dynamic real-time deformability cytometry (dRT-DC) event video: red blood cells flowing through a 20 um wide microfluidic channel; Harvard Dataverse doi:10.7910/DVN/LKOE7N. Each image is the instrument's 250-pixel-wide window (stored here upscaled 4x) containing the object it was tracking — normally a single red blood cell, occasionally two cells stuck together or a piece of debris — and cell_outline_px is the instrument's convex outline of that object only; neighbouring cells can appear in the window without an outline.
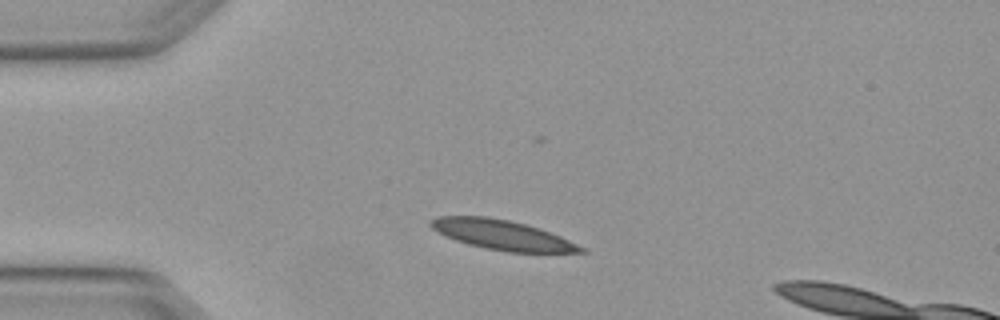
{"species": "Egyptian fruit bat (a non-hibernating species)", "species_latin": "Rousettus aegyptiacus", "temperature_condition": "warm", "stored_images_in_passage": 7, "camera_frame_rate_fps": 3000, "um_per_image_px": 0.085, "animal": {"sex": "female"}, "frame": {"image": 1, "passage_image": 2, "time_ms": 0.333, "image_size_px": [1000, 320], "cell_outline_px": [[588, 252], [508, 252], [484, 248], [468, 244], [456, 240], [432, 228], [428, 224], [428, 220], [436, 216], [484, 216], [508, 220], [524, 224], [560, 236], [584, 248]], "centroid_in_image_um": [42.63, 19.96], "position_along_channel_um": 42.4, "area_um2": 25.55}}
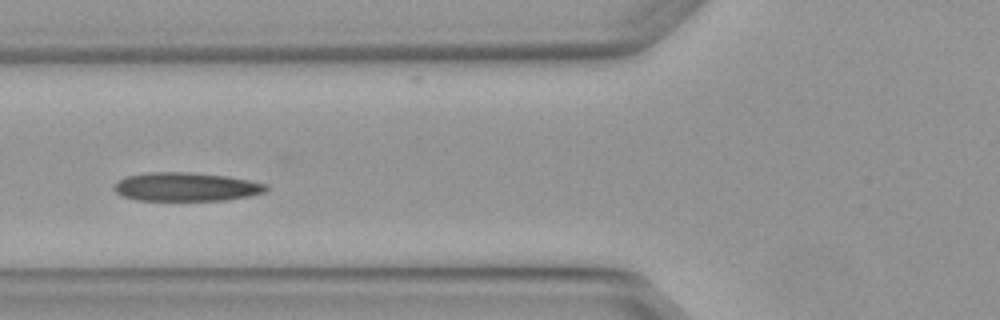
{"frame": {"image": 2, "passage_image": 4, "time_ms": 1.0, "image_size_px": [1000, 320], "cell_outline_px": [[268, 188], [264, 192], [248, 196], [228, 200], [136, 200], [124, 196], [116, 192], [112, 188], [120, 180], [128, 176], [148, 172], [192, 172], [228, 176], [268, 184]], "centroid_in_image_um": [15.85, 15.88], "position_along_channel_um": 110.0, "area_um2": 25.32}}